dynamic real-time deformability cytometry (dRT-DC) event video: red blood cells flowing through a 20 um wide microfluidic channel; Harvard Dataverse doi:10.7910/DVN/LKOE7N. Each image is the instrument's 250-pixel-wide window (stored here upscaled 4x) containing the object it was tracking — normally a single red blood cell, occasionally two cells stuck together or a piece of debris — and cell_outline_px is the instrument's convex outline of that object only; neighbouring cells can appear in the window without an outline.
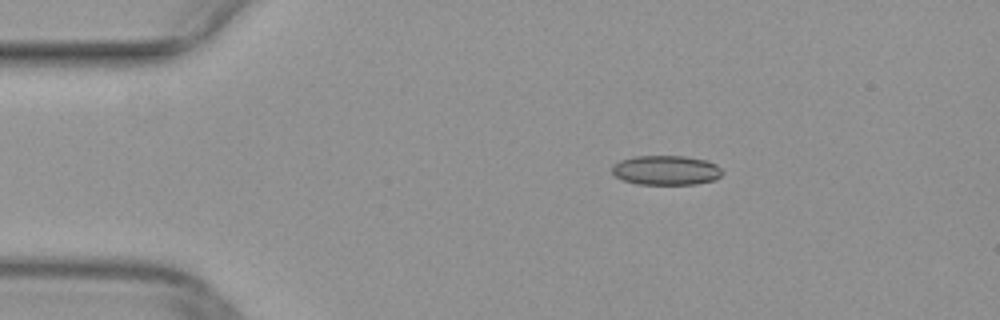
{"species": "common noctule bat (a hibernating species)", "species_latin": "Nyctalus noctula", "temperature_condition": "warm", "stored_images_in_passage": 13, "camera_frame_rate_fps": 3000, "um_per_image_px": 0.085, "animal": {"sex": "female", "body_mass_g": 29.2, "forearm_length_mm": 56.3}, "frame": {"image": 1, "passage_image": 1, "time_ms": 0.0, "image_size_px": [1000, 320], "cell_outline_px": [[724, 172], [716, 180], [696, 184], [636, 184], [624, 180], [616, 176], [612, 172], [612, 164], [620, 160], [636, 156], [684, 156], [708, 160], [716, 164]], "centroid_in_image_um": [56.64, 14.47], "position_along_channel_um": 28.4, "area_um2": 19.13}}
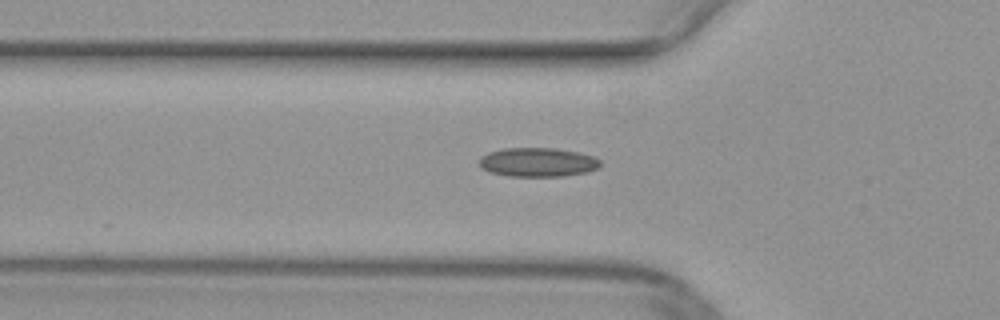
{"frame": {"image": 2, "passage_image": 9, "time_ms": 2.667, "image_size_px": [1000, 320], "cell_outline_px": [[600, 168], [588, 172], [564, 176], [508, 176], [488, 172], [480, 168], [480, 156], [488, 152], [504, 148], [556, 148], [580, 152], [592, 156], [600, 160]], "centroid_in_image_um": [45.71, 13.79], "position_along_channel_um": 80.1, "area_um2": 20.75}}
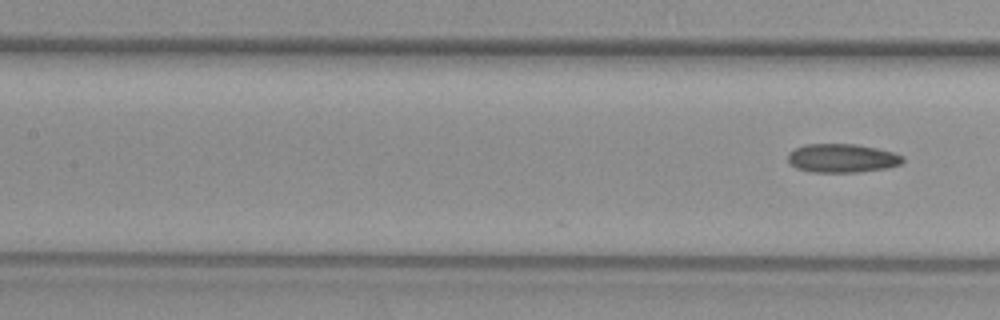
{"frame": {"image": 3, "passage_image": 13, "time_ms": 4.0, "image_size_px": [1000, 320], "cell_outline_px": [[904, 160], [900, 164], [888, 168], [860, 172], [812, 172], [796, 168], [788, 160], [788, 152], [804, 144], [856, 144], [876, 148], [892, 152], [904, 156]], "centroid_in_image_um": [71.58, 13.45], "position_along_channel_um": 135.8, "area_um2": 19.25}}